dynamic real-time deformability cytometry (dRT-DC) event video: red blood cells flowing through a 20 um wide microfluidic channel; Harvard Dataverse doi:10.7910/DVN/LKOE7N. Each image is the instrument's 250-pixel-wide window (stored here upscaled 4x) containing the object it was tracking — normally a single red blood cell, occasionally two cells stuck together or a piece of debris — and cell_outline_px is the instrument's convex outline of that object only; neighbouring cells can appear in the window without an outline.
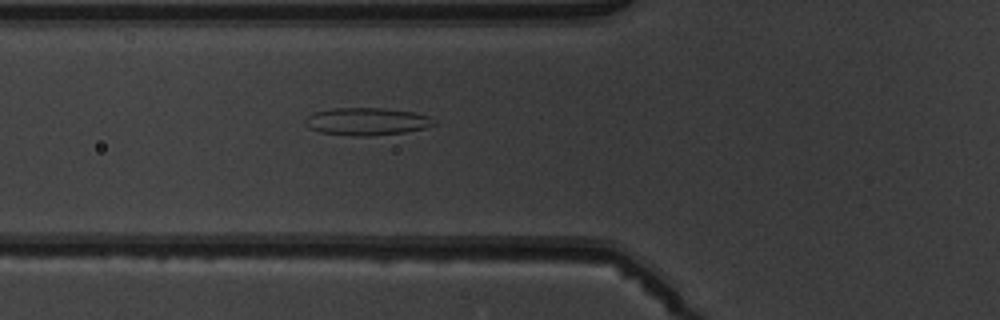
{"species": "common noctule bat (a hibernating species)", "species_latin": "Nyctalus noctula", "temperature_condition": "warm", "stored_images_in_passage": 3, "camera_frame_rate_fps": 3000, "um_per_image_px": 0.085, "animal": {"sex": "male", "body_mass_g": 19.5, "forearm_length_mm": 54.6}, "frame": {"image": 1, "passage_image": 3, "time_ms": 2.333, "image_size_px": [1000, 320], "cell_outline_px": [[436, 124], [424, 128], [404, 132], [368, 136], [352, 136], [320, 132], [312, 128], [304, 120], [312, 112], [332, 108], [384, 108], [412, 112], [428, 116]], "centroid_in_image_um": [31.16, 10.32], "position_along_channel_um": 94.6, "area_um2": 20.4}}